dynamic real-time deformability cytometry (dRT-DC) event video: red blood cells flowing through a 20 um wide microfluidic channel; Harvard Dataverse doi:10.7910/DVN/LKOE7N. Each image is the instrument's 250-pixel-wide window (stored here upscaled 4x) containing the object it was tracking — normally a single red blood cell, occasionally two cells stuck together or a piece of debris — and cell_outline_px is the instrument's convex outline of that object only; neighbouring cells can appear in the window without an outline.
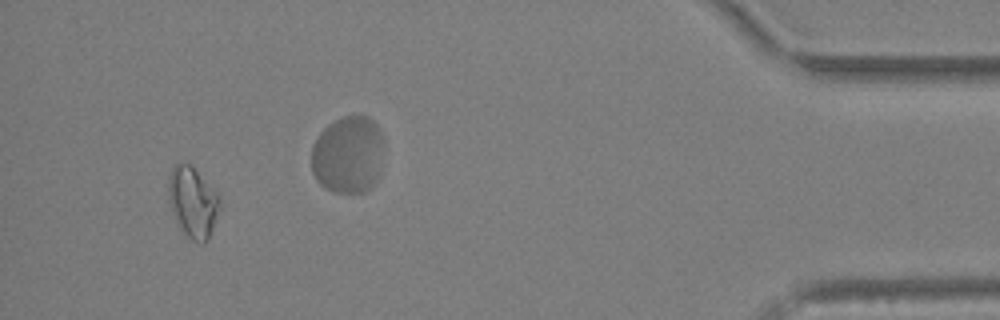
{"species": "Egyptian fruit bat (a non-hibernating species)", "species_latin": "Rousettus aegyptiacus", "temperature_condition": "warm", "stored_images_in_passage": 72, "camera_frame_rate_fps": 3000, "um_per_image_px": 0.085, "animal": {"sex": "female"}, "frame": {"image": 1, "passage_image": 67, "time_ms": 22.0, "image_size_px": [1000, 320], "cell_outline_px": [[220, 208], [208, 240], [204, 244], [200, 244], [184, 236], [180, 232], [176, 224], [168, 200], [168, 176], [172, 168], [176, 164], [188, 164], [220, 196]], "centroid_in_image_um": [16.36, 17.27], "position_along_channel_um": 418.8, "area_um2": 21.21}, "authors_computed_cell_mechanics": {"area_um2": 19.4786, "velocity_mm_per_s": 2.8949, "shape_relaxation_time_tau1_ms": null, "shape_relaxation_time_tau2_ms": 9.1775, "deformation_change_tau1": null, "deformation_change_tau2": 0.1636}}